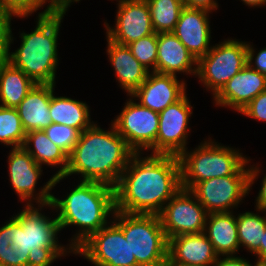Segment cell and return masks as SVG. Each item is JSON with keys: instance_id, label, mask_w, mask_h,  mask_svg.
<instances>
[{"instance_id": "6da1fadb", "label": "cell", "mask_w": 266, "mask_h": 266, "mask_svg": "<svg viewBox=\"0 0 266 266\" xmlns=\"http://www.w3.org/2000/svg\"><path fill=\"white\" fill-rule=\"evenodd\" d=\"M181 188L178 156L135 153L114 187L115 210L158 215Z\"/></svg>"}, {"instance_id": "7a4b0ae2", "label": "cell", "mask_w": 266, "mask_h": 266, "mask_svg": "<svg viewBox=\"0 0 266 266\" xmlns=\"http://www.w3.org/2000/svg\"><path fill=\"white\" fill-rule=\"evenodd\" d=\"M102 126L95 121L80 134L77 144L68 156L67 170L63 176L53 178L52 190L59 187L57 185L61 182L66 184V179L73 178L74 181L78 179L106 184L113 188L116 186L135 152L111 121L108 128L103 129Z\"/></svg>"}, {"instance_id": "3957f363", "label": "cell", "mask_w": 266, "mask_h": 266, "mask_svg": "<svg viewBox=\"0 0 266 266\" xmlns=\"http://www.w3.org/2000/svg\"><path fill=\"white\" fill-rule=\"evenodd\" d=\"M74 184V185H73ZM61 196L52 192L51 204L60 223L61 231L72 229L66 241L75 251L93 233L106 226L115 211L114 188L88 181L74 180ZM71 227V228H70Z\"/></svg>"}, {"instance_id": "277c9868", "label": "cell", "mask_w": 266, "mask_h": 266, "mask_svg": "<svg viewBox=\"0 0 266 266\" xmlns=\"http://www.w3.org/2000/svg\"><path fill=\"white\" fill-rule=\"evenodd\" d=\"M66 11H53L36 16L34 30L18 32L20 46L14 44L17 37L12 32L8 62L22 70L36 84H57L60 59L59 37ZM13 45V46H12ZM13 47V48H12ZM13 49V50H12ZM57 80V81H56Z\"/></svg>"}, {"instance_id": "5b68a950", "label": "cell", "mask_w": 266, "mask_h": 266, "mask_svg": "<svg viewBox=\"0 0 266 266\" xmlns=\"http://www.w3.org/2000/svg\"><path fill=\"white\" fill-rule=\"evenodd\" d=\"M18 210L9 217L12 245L30 254L37 266H53L57 260L75 255L69 244L62 243L60 223L51 203L23 205Z\"/></svg>"}, {"instance_id": "8992f818", "label": "cell", "mask_w": 266, "mask_h": 266, "mask_svg": "<svg viewBox=\"0 0 266 266\" xmlns=\"http://www.w3.org/2000/svg\"><path fill=\"white\" fill-rule=\"evenodd\" d=\"M210 136V137H209ZM205 136L195 147L179 156L181 186L191 190L198 182L214 177L234 175L249 159L244 150Z\"/></svg>"}, {"instance_id": "52a82bcc", "label": "cell", "mask_w": 266, "mask_h": 266, "mask_svg": "<svg viewBox=\"0 0 266 266\" xmlns=\"http://www.w3.org/2000/svg\"><path fill=\"white\" fill-rule=\"evenodd\" d=\"M112 221L123 231L138 266H164L168 258V240L159 215L115 210Z\"/></svg>"}, {"instance_id": "ba28073f", "label": "cell", "mask_w": 266, "mask_h": 266, "mask_svg": "<svg viewBox=\"0 0 266 266\" xmlns=\"http://www.w3.org/2000/svg\"><path fill=\"white\" fill-rule=\"evenodd\" d=\"M246 64L247 41L223 38L198 60L196 80L213 98Z\"/></svg>"}, {"instance_id": "9c48e42d", "label": "cell", "mask_w": 266, "mask_h": 266, "mask_svg": "<svg viewBox=\"0 0 266 266\" xmlns=\"http://www.w3.org/2000/svg\"><path fill=\"white\" fill-rule=\"evenodd\" d=\"M6 157L9 184L23 205H43L51 203L53 176L42 183L44 168L22 147L8 148ZM42 177V178H41ZM41 180V181H40ZM42 183V185L40 184Z\"/></svg>"}, {"instance_id": "30bf717a", "label": "cell", "mask_w": 266, "mask_h": 266, "mask_svg": "<svg viewBox=\"0 0 266 266\" xmlns=\"http://www.w3.org/2000/svg\"><path fill=\"white\" fill-rule=\"evenodd\" d=\"M190 191L208 214L239 210L250 197L248 161L234 175L198 182Z\"/></svg>"}, {"instance_id": "8fae6325", "label": "cell", "mask_w": 266, "mask_h": 266, "mask_svg": "<svg viewBox=\"0 0 266 266\" xmlns=\"http://www.w3.org/2000/svg\"><path fill=\"white\" fill-rule=\"evenodd\" d=\"M188 92L177 102L167 106L159 113V128L155 144L147 154L179 156L189 146L194 117Z\"/></svg>"}, {"instance_id": "7c38bea8", "label": "cell", "mask_w": 266, "mask_h": 266, "mask_svg": "<svg viewBox=\"0 0 266 266\" xmlns=\"http://www.w3.org/2000/svg\"><path fill=\"white\" fill-rule=\"evenodd\" d=\"M74 256L92 266H138L123 231L112 220L83 242Z\"/></svg>"}, {"instance_id": "4fadbf2b", "label": "cell", "mask_w": 266, "mask_h": 266, "mask_svg": "<svg viewBox=\"0 0 266 266\" xmlns=\"http://www.w3.org/2000/svg\"><path fill=\"white\" fill-rule=\"evenodd\" d=\"M126 96L124 106L111 122L135 153H146L156 142L159 113Z\"/></svg>"}, {"instance_id": "5bb4252c", "label": "cell", "mask_w": 266, "mask_h": 266, "mask_svg": "<svg viewBox=\"0 0 266 266\" xmlns=\"http://www.w3.org/2000/svg\"><path fill=\"white\" fill-rule=\"evenodd\" d=\"M158 215L169 240L174 236L204 232L208 213L190 190L181 188Z\"/></svg>"}, {"instance_id": "9a60e30c", "label": "cell", "mask_w": 266, "mask_h": 266, "mask_svg": "<svg viewBox=\"0 0 266 266\" xmlns=\"http://www.w3.org/2000/svg\"><path fill=\"white\" fill-rule=\"evenodd\" d=\"M115 5L114 24L102 21L104 35L111 41L128 45L155 33L146 0H117Z\"/></svg>"}, {"instance_id": "2e32d148", "label": "cell", "mask_w": 266, "mask_h": 266, "mask_svg": "<svg viewBox=\"0 0 266 266\" xmlns=\"http://www.w3.org/2000/svg\"><path fill=\"white\" fill-rule=\"evenodd\" d=\"M188 79L149 72L146 80L130 96L141 106L160 113L180 100L188 91Z\"/></svg>"}, {"instance_id": "e0dca14e", "label": "cell", "mask_w": 266, "mask_h": 266, "mask_svg": "<svg viewBox=\"0 0 266 266\" xmlns=\"http://www.w3.org/2000/svg\"><path fill=\"white\" fill-rule=\"evenodd\" d=\"M266 90V76L246 64L213 97V107L239 113L258 94ZM215 105V106H214Z\"/></svg>"}, {"instance_id": "ac0fdd59", "label": "cell", "mask_w": 266, "mask_h": 266, "mask_svg": "<svg viewBox=\"0 0 266 266\" xmlns=\"http://www.w3.org/2000/svg\"><path fill=\"white\" fill-rule=\"evenodd\" d=\"M212 13L196 8L182 9L173 34L185 45L198 61L213 46L211 27ZM212 36V37H211Z\"/></svg>"}, {"instance_id": "d6986e66", "label": "cell", "mask_w": 266, "mask_h": 266, "mask_svg": "<svg viewBox=\"0 0 266 266\" xmlns=\"http://www.w3.org/2000/svg\"><path fill=\"white\" fill-rule=\"evenodd\" d=\"M197 62L173 32L157 34V73L196 78Z\"/></svg>"}, {"instance_id": "ffe728a7", "label": "cell", "mask_w": 266, "mask_h": 266, "mask_svg": "<svg viewBox=\"0 0 266 266\" xmlns=\"http://www.w3.org/2000/svg\"><path fill=\"white\" fill-rule=\"evenodd\" d=\"M106 57L118 88L131 95L146 80L149 71L132 55L127 45L111 41L106 35Z\"/></svg>"}, {"instance_id": "44dd1931", "label": "cell", "mask_w": 266, "mask_h": 266, "mask_svg": "<svg viewBox=\"0 0 266 266\" xmlns=\"http://www.w3.org/2000/svg\"><path fill=\"white\" fill-rule=\"evenodd\" d=\"M168 258L175 263L209 266L218 255L204 232L174 236L168 240Z\"/></svg>"}, {"instance_id": "7402d4cb", "label": "cell", "mask_w": 266, "mask_h": 266, "mask_svg": "<svg viewBox=\"0 0 266 266\" xmlns=\"http://www.w3.org/2000/svg\"><path fill=\"white\" fill-rule=\"evenodd\" d=\"M52 84H36L16 107L24 131L44 130L52 123Z\"/></svg>"}, {"instance_id": "603a6c76", "label": "cell", "mask_w": 266, "mask_h": 266, "mask_svg": "<svg viewBox=\"0 0 266 266\" xmlns=\"http://www.w3.org/2000/svg\"><path fill=\"white\" fill-rule=\"evenodd\" d=\"M204 233L218 256L240 254L236 211L209 213L206 218Z\"/></svg>"}, {"instance_id": "cb8c5ba5", "label": "cell", "mask_w": 266, "mask_h": 266, "mask_svg": "<svg viewBox=\"0 0 266 266\" xmlns=\"http://www.w3.org/2000/svg\"><path fill=\"white\" fill-rule=\"evenodd\" d=\"M57 84H52V96L50 101V116L52 123L64 124L69 127L78 129L81 133L88 129L96 120H92L90 105L73 97L57 94L55 91ZM64 95V96H62ZM92 117V118H91Z\"/></svg>"}, {"instance_id": "d4e9b609", "label": "cell", "mask_w": 266, "mask_h": 266, "mask_svg": "<svg viewBox=\"0 0 266 266\" xmlns=\"http://www.w3.org/2000/svg\"><path fill=\"white\" fill-rule=\"evenodd\" d=\"M23 148L38 165L48 169L53 168V177L63 176L66 172L68 155L47 137L44 130L27 132Z\"/></svg>"}, {"instance_id": "484cf974", "label": "cell", "mask_w": 266, "mask_h": 266, "mask_svg": "<svg viewBox=\"0 0 266 266\" xmlns=\"http://www.w3.org/2000/svg\"><path fill=\"white\" fill-rule=\"evenodd\" d=\"M35 85L22 70L0 63V106L16 108Z\"/></svg>"}, {"instance_id": "4316f807", "label": "cell", "mask_w": 266, "mask_h": 266, "mask_svg": "<svg viewBox=\"0 0 266 266\" xmlns=\"http://www.w3.org/2000/svg\"><path fill=\"white\" fill-rule=\"evenodd\" d=\"M236 210V222L240 249L253 255L260 247L266 229V210Z\"/></svg>"}, {"instance_id": "83f0119b", "label": "cell", "mask_w": 266, "mask_h": 266, "mask_svg": "<svg viewBox=\"0 0 266 266\" xmlns=\"http://www.w3.org/2000/svg\"><path fill=\"white\" fill-rule=\"evenodd\" d=\"M155 33L173 32L184 3L182 0H146Z\"/></svg>"}, {"instance_id": "f1b7e54d", "label": "cell", "mask_w": 266, "mask_h": 266, "mask_svg": "<svg viewBox=\"0 0 266 266\" xmlns=\"http://www.w3.org/2000/svg\"><path fill=\"white\" fill-rule=\"evenodd\" d=\"M26 138L16 108L0 106V145L6 148L22 147Z\"/></svg>"}, {"instance_id": "f546056e", "label": "cell", "mask_w": 266, "mask_h": 266, "mask_svg": "<svg viewBox=\"0 0 266 266\" xmlns=\"http://www.w3.org/2000/svg\"><path fill=\"white\" fill-rule=\"evenodd\" d=\"M132 55L149 71L156 72L157 33L140 38L127 45Z\"/></svg>"}, {"instance_id": "4dcf8cb0", "label": "cell", "mask_w": 266, "mask_h": 266, "mask_svg": "<svg viewBox=\"0 0 266 266\" xmlns=\"http://www.w3.org/2000/svg\"><path fill=\"white\" fill-rule=\"evenodd\" d=\"M47 137L60 147L68 156L77 144L81 132L64 124L51 123L44 129Z\"/></svg>"}, {"instance_id": "1f68e13d", "label": "cell", "mask_w": 266, "mask_h": 266, "mask_svg": "<svg viewBox=\"0 0 266 266\" xmlns=\"http://www.w3.org/2000/svg\"><path fill=\"white\" fill-rule=\"evenodd\" d=\"M0 7L9 10L15 17L30 18L36 13V16H41L53 12L43 0H0Z\"/></svg>"}, {"instance_id": "d6a6232c", "label": "cell", "mask_w": 266, "mask_h": 266, "mask_svg": "<svg viewBox=\"0 0 266 266\" xmlns=\"http://www.w3.org/2000/svg\"><path fill=\"white\" fill-rule=\"evenodd\" d=\"M255 159H251L249 156L248 166H249V194H253V187L257 185V181L260 183L257 187L259 190L257 192L256 197L253 196L254 199V207L257 209L266 210V170H264L261 162H254ZM260 163V164H259ZM263 167V168H262ZM265 172V173H264ZM261 177V180H259ZM252 190V191H251Z\"/></svg>"}, {"instance_id": "836d02e7", "label": "cell", "mask_w": 266, "mask_h": 266, "mask_svg": "<svg viewBox=\"0 0 266 266\" xmlns=\"http://www.w3.org/2000/svg\"><path fill=\"white\" fill-rule=\"evenodd\" d=\"M13 19L24 21L28 17H15L9 10L0 7V63L8 62L9 59L10 37L14 30L11 21L15 22Z\"/></svg>"}, {"instance_id": "e575fe53", "label": "cell", "mask_w": 266, "mask_h": 266, "mask_svg": "<svg viewBox=\"0 0 266 266\" xmlns=\"http://www.w3.org/2000/svg\"><path fill=\"white\" fill-rule=\"evenodd\" d=\"M0 265L2 266H37L30 258V254L19 251L18 247L0 248Z\"/></svg>"}, {"instance_id": "d590c367", "label": "cell", "mask_w": 266, "mask_h": 266, "mask_svg": "<svg viewBox=\"0 0 266 266\" xmlns=\"http://www.w3.org/2000/svg\"><path fill=\"white\" fill-rule=\"evenodd\" d=\"M245 118L266 123V90L258 94L239 113Z\"/></svg>"}, {"instance_id": "8d00e7d4", "label": "cell", "mask_w": 266, "mask_h": 266, "mask_svg": "<svg viewBox=\"0 0 266 266\" xmlns=\"http://www.w3.org/2000/svg\"><path fill=\"white\" fill-rule=\"evenodd\" d=\"M253 42L247 41V64L266 76V47L257 49Z\"/></svg>"}, {"instance_id": "74e56055", "label": "cell", "mask_w": 266, "mask_h": 266, "mask_svg": "<svg viewBox=\"0 0 266 266\" xmlns=\"http://www.w3.org/2000/svg\"><path fill=\"white\" fill-rule=\"evenodd\" d=\"M252 261V262H251ZM215 266H261L255 259H249L244 255L218 256Z\"/></svg>"}, {"instance_id": "f35d334b", "label": "cell", "mask_w": 266, "mask_h": 266, "mask_svg": "<svg viewBox=\"0 0 266 266\" xmlns=\"http://www.w3.org/2000/svg\"><path fill=\"white\" fill-rule=\"evenodd\" d=\"M185 7L207 10L214 13L220 9L218 0H182Z\"/></svg>"}, {"instance_id": "ab89813d", "label": "cell", "mask_w": 266, "mask_h": 266, "mask_svg": "<svg viewBox=\"0 0 266 266\" xmlns=\"http://www.w3.org/2000/svg\"><path fill=\"white\" fill-rule=\"evenodd\" d=\"M53 11H66L68 12L70 7L75 3H79L82 0H43Z\"/></svg>"}, {"instance_id": "60d3db41", "label": "cell", "mask_w": 266, "mask_h": 266, "mask_svg": "<svg viewBox=\"0 0 266 266\" xmlns=\"http://www.w3.org/2000/svg\"><path fill=\"white\" fill-rule=\"evenodd\" d=\"M260 263L261 266H266V229L265 233L263 234V238L260 241L259 249L252 255V257Z\"/></svg>"}, {"instance_id": "b9f144b4", "label": "cell", "mask_w": 266, "mask_h": 266, "mask_svg": "<svg viewBox=\"0 0 266 266\" xmlns=\"http://www.w3.org/2000/svg\"><path fill=\"white\" fill-rule=\"evenodd\" d=\"M0 227V248L9 247L12 245L11 238L9 236V219H6L4 224Z\"/></svg>"}, {"instance_id": "7bdbcfd3", "label": "cell", "mask_w": 266, "mask_h": 266, "mask_svg": "<svg viewBox=\"0 0 266 266\" xmlns=\"http://www.w3.org/2000/svg\"><path fill=\"white\" fill-rule=\"evenodd\" d=\"M243 5L249 8H265L266 7V0H239Z\"/></svg>"}, {"instance_id": "ee69618b", "label": "cell", "mask_w": 266, "mask_h": 266, "mask_svg": "<svg viewBox=\"0 0 266 266\" xmlns=\"http://www.w3.org/2000/svg\"><path fill=\"white\" fill-rule=\"evenodd\" d=\"M164 266H197V265H187V264L175 263V262H172L169 258H167V261L165 262ZM209 266H215V264L209 265Z\"/></svg>"}]
</instances>
